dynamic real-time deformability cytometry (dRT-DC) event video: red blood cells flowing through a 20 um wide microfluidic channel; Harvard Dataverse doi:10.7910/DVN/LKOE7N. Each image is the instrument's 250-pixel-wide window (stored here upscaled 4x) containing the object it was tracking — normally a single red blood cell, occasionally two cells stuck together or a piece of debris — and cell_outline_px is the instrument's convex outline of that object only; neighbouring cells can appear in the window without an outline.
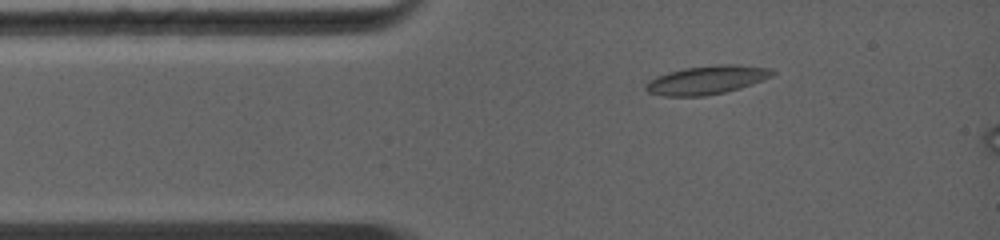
{"species": "common noctule bat (a hibernating species)", "species_latin": "Nyctalus noctula", "temperature_condition": "warm", "stored_images_in_passage": 4, "camera_frame_rate_fps": 5000, "um_per_image_px": 0.085, "animal": {"sex": "female", "body_mass_g": 19.0, "forearm_length_mm": 56.7}, "frame": {"image": 1, "passage_image": 2, "time_ms": 1.0, "image_size_px": [1000, 240], "cell_outline_px": [[776, 72], [772, 76], [752, 84], [740, 88], [724, 92], [704, 96], [660, 96], [648, 92], [644, 88], [644, 84], [648, 80], [656, 76], [668, 72], [684, 68], [716, 64], [736, 64], [772, 68]], "centroid_in_image_um": [60.05, 6.79], "position_along_channel_um": 24.9, "area_um2": 21.33}}